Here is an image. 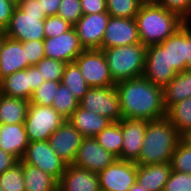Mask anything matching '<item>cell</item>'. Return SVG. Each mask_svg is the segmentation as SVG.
I'll list each match as a JSON object with an SVG mask.
<instances>
[{"mask_svg":"<svg viewBox=\"0 0 191 191\" xmlns=\"http://www.w3.org/2000/svg\"><path fill=\"white\" fill-rule=\"evenodd\" d=\"M115 86L122 118L150 121L166 117L162 87L143 76L121 81Z\"/></svg>","mask_w":191,"mask_h":191,"instance_id":"obj_1","label":"cell"},{"mask_svg":"<svg viewBox=\"0 0 191 191\" xmlns=\"http://www.w3.org/2000/svg\"><path fill=\"white\" fill-rule=\"evenodd\" d=\"M141 44H161L180 29L186 21L157 2H144L135 16Z\"/></svg>","mask_w":191,"mask_h":191,"instance_id":"obj_2","label":"cell"},{"mask_svg":"<svg viewBox=\"0 0 191 191\" xmlns=\"http://www.w3.org/2000/svg\"><path fill=\"white\" fill-rule=\"evenodd\" d=\"M181 138L167 117L147 121L143 145L135 163L150 165L170 162Z\"/></svg>","mask_w":191,"mask_h":191,"instance_id":"obj_3","label":"cell"},{"mask_svg":"<svg viewBox=\"0 0 191 191\" xmlns=\"http://www.w3.org/2000/svg\"><path fill=\"white\" fill-rule=\"evenodd\" d=\"M45 18L39 0H20L13 9L9 24L3 31L4 35L21 42L43 41Z\"/></svg>","mask_w":191,"mask_h":191,"instance_id":"obj_4","label":"cell"},{"mask_svg":"<svg viewBox=\"0 0 191 191\" xmlns=\"http://www.w3.org/2000/svg\"><path fill=\"white\" fill-rule=\"evenodd\" d=\"M100 50L104 53L110 75L115 84L143 75L145 45L136 43Z\"/></svg>","mask_w":191,"mask_h":191,"instance_id":"obj_5","label":"cell"},{"mask_svg":"<svg viewBox=\"0 0 191 191\" xmlns=\"http://www.w3.org/2000/svg\"><path fill=\"white\" fill-rule=\"evenodd\" d=\"M65 121L52 106L29 104L24 122L29 142L48 140Z\"/></svg>","mask_w":191,"mask_h":191,"instance_id":"obj_6","label":"cell"},{"mask_svg":"<svg viewBox=\"0 0 191 191\" xmlns=\"http://www.w3.org/2000/svg\"><path fill=\"white\" fill-rule=\"evenodd\" d=\"M79 107L107 117L112 122L122 119L116 86L90 87L79 101Z\"/></svg>","mask_w":191,"mask_h":191,"instance_id":"obj_7","label":"cell"},{"mask_svg":"<svg viewBox=\"0 0 191 191\" xmlns=\"http://www.w3.org/2000/svg\"><path fill=\"white\" fill-rule=\"evenodd\" d=\"M89 87H108L115 83L104 53L100 49L84 50L74 61Z\"/></svg>","mask_w":191,"mask_h":191,"instance_id":"obj_8","label":"cell"},{"mask_svg":"<svg viewBox=\"0 0 191 191\" xmlns=\"http://www.w3.org/2000/svg\"><path fill=\"white\" fill-rule=\"evenodd\" d=\"M21 161L42 169L57 181L61 179L68 165L52 150L48 140L29 142Z\"/></svg>","mask_w":191,"mask_h":191,"instance_id":"obj_9","label":"cell"},{"mask_svg":"<svg viewBox=\"0 0 191 191\" xmlns=\"http://www.w3.org/2000/svg\"><path fill=\"white\" fill-rule=\"evenodd\" d=\"M36 65L22 69L0 80V93L30 100L32 93L44 82Z\"/></svg>","mask_w":191,"mask_h":191,"instance_id":"obj_10","label":"cell"},{"mask_svg":"<svg viewBox=\"0 0 191 191\" xmlns=\"http://www.w3.org/2000/svg\"><path fill=\"white\" fill-rule=\"evenodd\" d=\"M97 174L100 191H129L136 183L137 164L116 159Z\"/></svg>","mask_w":191,"mask_h":191,"instance_id":"obj_11","label":"cell"},{"mask_svg":"<svg viewBox=\"0 0 191 191\" xmlns=\"http://www.w3.org/2000/svg\"><path fill=\"white\" fill-rule=\"evenodd\" d=\"M177 74L173 65L169 64L168 49L161 44L146 47L143 77L163 88Z\"/></svg>","mask_w":191,"mask_h":191,"instance_id":"obj_12","label":"cell"},{"mask_svg":"<svg viewBox=\"0 0 191 191\" xmlns=\"http://www.w3.org/2000/svg\"><path fill=\"white\" fill-rule=\"evenodd\" d=\"M161 45L168 49L169 64L179 73L191 70V23L186 22Z\"/></svg>","mask_w":191,"mask_h":191,"instance_id":"obj_13","label":"cell"},{"mask_svg":"<svg viewBox=\"0 0 191 191\" xmlns=\"http://www.w3.org/2000/svg\"><path fill=\"white\" fill-rule=\"evenodd\" d=\"M109 17L107 12L86 14L73 26L84 50L102 49Z\"/></svg>","mask_w":191,"mask_h":191,"instance_id":"obj_14","label":"cell"},{"mask_svg":"<svg viewBox=\"0 0 191 191\" xmlns=\"http://www.w3.org/2000/svg\"><path fill=\"white\" fill-rule=\"evenodd\" d=\"M116 159L95 138L84 137L72 165L98 173L111 165Z\"/></svg>","mask_w":191,"mask_h":191,"instance_id":"obj_15","label":"cell"},{"mask_svg":"<svg viewBox=\"0 0 191 191\" xmlns=\"http://www.w3.org/2000/svg\"><path fill=\"white\" fill-rule=\"evenodd\" d=\"M141 43L135 18L109 17L102 49Z\"/></svg>","mask_w":191,"mask_h":191,"instance_id":"obj_16","label":"cell"},{"mask_svg":"<svg viewBox=\"0 0 191 191\" xmlns=\"http://www.w3.org/2000/svg\"><path fill=\"white\" fill-rule=\"evenodd\" d=\"M84 136L66 120L48 139L52 150L68 165H72Z\"/></svg>","mask_w":191,"mask_h":191,"instance_id":"obj_17","label":"cell"},{"mask_svg":"<svg viewBox=\"0 0 191 191\" xmlns=\"http://www.w3.org/2000/svg\"><path fill=\"white\" fill-rule=\"evenodd\" d=\"M43 42L45 57L57 59L66 64L74 62L84 51L74 27L58 37L45 38Z\"/></svg>","mask_w":191,"mask_h":191,"instance_id":"obj_18","label":"cell"},{"mask_svg":"<svg viewBox=\"0 0 191 191\" xmlns=\"http://www.w3.org/2000/svg\"><path fill=\"white\" fill-rule=\"evenodd\" d=\"M147 121L128 118L120 120L123 135L120 160L136 162L139 159Z\"/></svg>","mask_w":191,"mask_h":191,"instance_id":"obj_19","label":"cell"},{"mask_svg":"<svg viewBox=\"0 0 191 191\" xmlns=\"http://www.w3.org/2000/svg\"><path fill=\"white\" fill-rule=\"evenodd\" d=\"M30 66L22 42L5 35L0 50V80Z\"/></svg>","mask_w":191,"mask_h":191,"instance_id":"obj_20","label":"cell"},{"mask_svg":"<svg viewBox=\"0 0 191 191\" xmlns=\"http://www.w3.org/2000/svg\"><path fill=\"white\" fill-rule=\"evenodd\" d=\"M58 191H100L98 174L75 165H67L58 181Z\"/></svg>","mask_w":191,"mask_h":191,"instance_id":"obj_21","label":"cell"},{"mask_svg":"<svg viewBox=\"0 0 191 191\" xmlns=\"http://www.w3.org/2000/svg\"><path fill=\"white\" fill-rule=\"evenodd\" d=\"M28 144L24 123L0 124V149L12 154L20 161Z\"/></svg>","mask_w":191,"mask_h":191,"instance_id":"obj_22","label":"cell"},{"mask_svg":"<svg viewBox=\"0 0 191 191\" xmlns=\"http://www.w3.org/2000/svg\"><path fill=\"white\" fill-rule=\"evenodd\" d=\"M171 171L170 162L150 165L137 164L136 183L147 191H163Z\"/></svg>","mask_w":191,"mask_h":191,"instance_id":"obj_23","label":"cell"},{"mask_svg":"<svg viewBox=\"0 0 191 191\" xmlns=\"http://www.w3.org/2000/svg\"><path fill=\"white\" fill-rule=\"evenodd\" d=\"M75 129L84 137H95L101 130L105 129L111 120L82 107H78L68 119Z\"/></svg>","mask_w":191,"mask_h":191,"instance_id":"obj_24","label":"cell"},{"mask_svg":"<svg viewBox=\"0 0 191 191\" xmlns=\"http://www.w3.org/2000/svg\"><path fill=\"white\" fill-rule=\"evenodd\" d=\"M191 97V70L179 72L163 87V102L166 111L174 104Z\"/></svg>","mask_w":191,"mask_h":191,"instance_id":"obj_25","label":"cell"},{"mask_svg":"<svg viewBox=\"0 0 191 191\" xmlns=\"http://www.w3.org/2000/svg\"><path fill=\"white\" fill-rule=\"evenodd\" d=\"M29 100L13 98L0 93V124L24 123Z\"/></svg>","mask_w":191,"mask_h":191,"instance_id":"obj_26","label":"cell"},{"mask_svg":"<svg viewBox=\"0 0 191 191\" xmlns=\"http://www.w3.org/2000/svg\"><path fill=\"white\" fill-rule=\"evenodd\" d=\"M25 191H58V181L42 169L23 163Z\"/></svg>","mask_w":191,"mask_h":191,"instance_id":"obj_27","label":"cell"},{"mask_svg":"<svg viewBox=\"0 0 191 191\" xmlns=\"http://www.w3.org/2000/svg\"><path fill=\"white\" fill-rule=\"evenodd\" d=\"M166 117L182 137L191 133V97L172 105L166 111Z\"/></svg>","mask_w":191,"mask_h":191,"instance_id":"obj_28","label":"cell"},{"mask_svg":"<svg viewBox=\"0 0 191 191\" xmlns=\"http://www.w3.org/2000/svg\"><path fill=\"white\" fill-rule=\"evenodd\" d=\"M94 138L105 150L113 154L117 159H120L123 142L120 121L111 122V124L101 130Z\"/></svg>","mask_w":191,"mask_h":191,"instance_id":"obj_29","label":"cell"},{"mask_svg":"<svg viewBox=\"0 0 191 191\" xmlns=\"http://www.w3.org/2000/svg\"><path fill=\"white\" fill-rule=\"evenodd\" d=\"M61 83L69 89L78 101H80L90 89L79 67L74 62L66 64Z\"/></svg>","mask_w":191,"mask_h":191,"instance_id":"obj_30","label":"cell"},{"mask_svg":"<svg viewBox=\"0 0 191 191\" xmlns=\"http://www.w3.org/2000/svg\"><path fill=\"white\" fill-rule=\"evenodd\" d=\"M52 107L62 117L68 120L72 113L79 107V101L65 85L60 83L58 91L54 97Z\"/></svg>","mask_w":191,"mask_h":191,"instance_id":"obj_31","label":"cell"},{"mask_svg":"<svg viewBox=\"0 0 191 191\" xmlns=\"http://www.w3.org/2000/svg\"><path fill=\"white\" fill-rule=\"evenodd\" d=\"M172 170L191 174V141L182 137L171 157Z\"/></svg>","mask_w":191,"mask_h":191,"instance_id":"obj_32","label":"cell"},{"mask_svg":"<svg viewBox=\"0 0 191 191\" xmlns=\"http://www.w3.org/2000/svg\"><path fill=\"white\" fill-rule=\"evenodd\" d=\"M143 0H106L107 13L112 17L135 18Z\"/></svg>","mask_w":191,"mask_h":191,"instance_id":"obj_33","label":"cell"},{"mask_svg":"<svg viewBox=\"0 0 191 191\" xmlns=\"http://www.w3.org/2000/svg\"><path fill=\"white\" fill-rule=\"evenodd\" d=\"M23 176V162L20 160L12 168L0 174V188L2 191H25Z\"/></svg>","mask_w":191,"mask_h":191,"instance_id":"obj_34","label":"cell"},{"mask_svg":"<svg viewBox=\"0 0 191 191\" xmlns=\"http://www.w3.org/2000/svg\"><path fill=\"white\" fill-rule=\"evenodd\" d=\"M66 63L57 59L44 57L36 67L45 81L61 82Z\"/></svg>","mask_w":191,"mask_h":191,"instance_id":"obj_35","label":"cell"},{"mask_svg":"<svg viewBox=\"0 0 191 191\" xmlns=\"http://www.w3.org/2000/svg\"><path fill=\"white\" fill-rule=\"evenodd\" d=\"M57 81H44L33 93L29 100L30 104L52 106L54 97L58 91Z\"/></svg>","mask_w":191,"mask_h":191,"instance_id":"obj_36","label":"cell"},{"mask_svg":"<svg viewBox=\"0 0 191 191\" xmlns=\"http://www.w3.org/2000/svg\"><path fill=\"white\" fill-rule=\"evenodd\" d=\"M57 15L74 26L83 16L80 0H61Z\"/></svg>","mask_w":191,"mask_h":191,"instance_id":"obj_37","label":"cell"},{"mask_svg":"<svg viewBox=\"0 0 191 191\" xmlns=\"http://www.w3.org/2000/svg\"><path fill=\"white\" fill-rule=\"evenodd\" d=\"M72 28L70 23L58 15L46 17L44 20L45 38L58 37Z\"/></svg>","mask_w":191,"mask_h":191,"instance_id":"obj_38","label":"cell"},{"mask_svg":"<svg viewBox=\"0 0 191 191\" xmlns=\"http://www.w3.org/2000/svg\"><path fill=\"white\" fill-rule=\"evenodd\" d=\"M163 191H191V174L172 170Z\"/></svg>","mask_w":191,"mask_h":191,"instance_id":"obj_39","label":"cell"},{"mask_svg":"<svg viewBox=\"0 0 191 191\" xmlns=\"http://www.w3.org/2000/svg\"><path fill=\"white\" fill-rule=\"evenodd\" d=\"M157 3L178 14L186 22L191 20V0H158Z\"/></svg>","mask_w":191,"mask_h":191,"instance_id":"obj_40","label":"cell"},{"mask_svg":"<svg viewBox=\"0 0 191 191\" xmlns=\"http://www.w3.org/2000/svg\"><path fill=\"white\" fill-rule=\"evenodd\" d=\"M22 48L25 50L26 59L30 65H36L45 57L43 41L22 42Z\"/></svg>","mask_w":191,"mask_h":191,"instance_id":"obj_41","label":"cell"},{"mask_svg":"<svg viewBox=\"0 0 191 191\" xmlns=\"http://www.w3.org/2000/svg\"><path fill=\"white\" fill-rule=\"evenodd\" d=\"M83 15L107 12L106 0H80Z\"/></svg>","mask_w":191,"mask_h":191,"instance_id":"obj_42","label":"cell"},{"mask_svg":"<svg viewBox=\"0 0 191 191\" xmlns=\"http://www.w3.org/2000/svg\"><path fill=\"white\" fill-rule=\"evenodd\" d=\"M16 5L8 0H0V31H4L12 17Z\"/></svg>","mask_w":191,"mask_h":191,"instance_id":"obj_43","label":"cell"},{"mask_svg":"<svg viewBox=\"0 0 191 191\" xmlns=\"http://www.w3.org/2000/svg\"><path fill=\"white\" fill-rule=\"evenodd\" d=\"M19 161L12 155L0 149V174L12 168Z\"/></svg>","mask_w":191,"mask_h":191,"instance_id":"obj_44","label":"cell"},{"mask_svg":"<svg viewBox=\"0 0 191 191\" xmlns=\"http://www.w3.org/2000/svg\"><path fill=\"white\" fill-rule=\"evenodd\" d=\"M46 17L55 16L58 13L61 0H39Z\"/></svg>","mask_w":191,"mask_h":191,"instance_id":"obj_45","label":"cell"},{"mask_svg":"<svg viewBox=\"0 0 191 191\" xmlns=\"http://www.w3.org/2000/svg\"><path fill=\"white\" fill-rule=\"evenodd\" d=\"M129 191H147L143 186L138 185L137 183H135L130 189Z\"/></svg>","mask_w":191,"mask_h":191,"instance_id":"obj_46","label":"cell"},{"mask_svg":"<svg viewBox=\"0 0 191 191\" xmlns=\"http://www.w3.org/2000/svg\"><path fill=\"white\" fill-rule=\"evenodd\" d=\"M4 36H5L4 32L0 31V50H1V46H2V42H3Z\"/></svg>","mask_w":191,"mask_h":191,"instance_id":"obj_47","label":"cell"},{"mask_svg":"<svg viewBox=\"0 0 191 191\" xmlns=\"http://www.w3.org/2000/svg\"><path fill=\"white\" fill-rule=\"evenodd\" d=\"M8 1H10V2L14 3L15 5H18V4H19V2H20V0H8Z\"/></svg>","mask_w":191,"mask_h":191,"instance_id":"obj_48","label":"cell"},{"mask_svg":"<svg viewBox=\"0 0 191 191\" xmlns=\"http://www.w3.org/2000/svg\"><path fill=\"white\" fill-rule=\"evenodd\" d=\"M144 2H157L158 0H143Z\"/></svg>","mask_w":191,"mask_h":191,"instance_id":"obj_49","label":"cell"},{"mask_svg":"<svg viewBox=\"0 0 191 191\" xmlns=\"http://www.w3.org/2000/svg\"><path fill=\"white\" fill-rule=\"evenodd\" d=\"M186 138L191 141V133Z\"/></svg>","mask_w":191,"mask_h":191,"instance_id":"obj_50","label":"cell"}]
</instances>
